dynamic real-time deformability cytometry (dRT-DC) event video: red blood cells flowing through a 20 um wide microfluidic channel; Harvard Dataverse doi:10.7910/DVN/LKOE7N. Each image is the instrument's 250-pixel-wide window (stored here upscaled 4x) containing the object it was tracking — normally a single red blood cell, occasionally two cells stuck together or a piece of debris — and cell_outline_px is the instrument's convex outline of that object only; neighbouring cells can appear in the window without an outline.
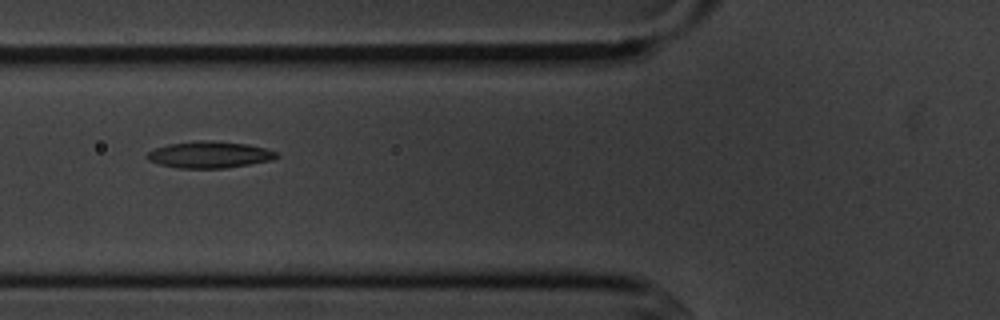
{"species": "common noctule bat (a hibernating species)", "species_latin": "Nyctalus noctula", "temperature_condition": "cold", "stored_images_in_passage": 10, "camera_frame_rate_fps": 3000, "um_per_image_px": 0.085, "animal": {"sex": "male", "body_mass_g": 20.1, "forearm_length_mm": 53.5}, "frame": {"image": 1, "passage_image": 6, "time_ms": 6.0, "image_size_px": [1000, 320], "cell_outline_px": [[280, 156], [272, 160], [224, 168], [176, 168], [160, 164], [148, 160], [144, 156], [148, 152], [156, 148], [168, 144], [196, 140], [212, 140], [248, 144], [264, 148], [276, 152]], "centroid_in_image_um": [17.78, 13.14], "position_along_channel_um": 108.0, "area_um2": 20.11}}
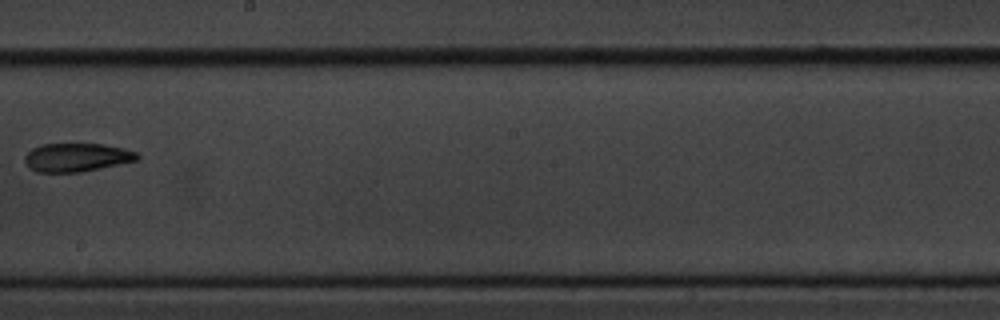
{"frame": {"image": 2, "passage_image": 9, "time_ms": 9.667, "image_size_px": [1000, 320], "cell_outline_px": [[140, 156], [136, 160], [120, 164], [80, 172], [36, 172], [28, 168], [24, 160], [24, 156], [32, 148], [44, 144], [104, 144], [124, 148], [136, 152]], "centroid_in_image_um": [6.49, 13.38], "position_along_channel_um": 241.7, "area_um2": 18.67}}
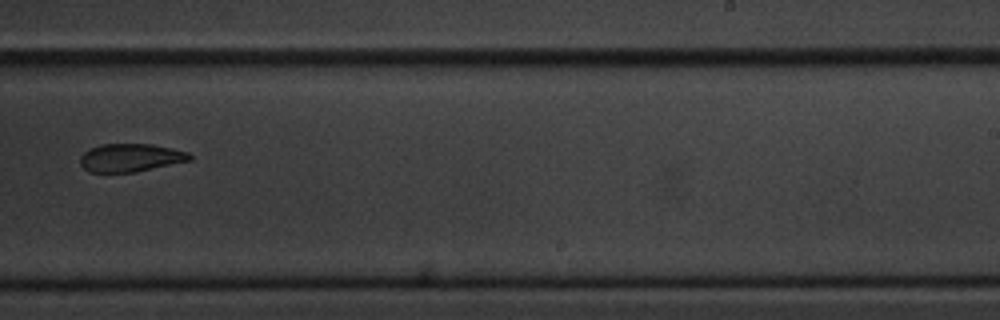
{"frame": {"image": 3, "passage_image": 10, "time_ms": 10.667, "image_size_px": [1000, 320], "cell_outline_px": [[192, 160], [136, 172], [88, 172], [80, 164], [80, 156], [88, 148], [100, 144], [152, 144], [172, 148], [188, 152], [192, 156]], "centroid_in_image_um": [11.08, 13.4], "position_along_channel_um": 277.9, "area_um2": 18.09}}